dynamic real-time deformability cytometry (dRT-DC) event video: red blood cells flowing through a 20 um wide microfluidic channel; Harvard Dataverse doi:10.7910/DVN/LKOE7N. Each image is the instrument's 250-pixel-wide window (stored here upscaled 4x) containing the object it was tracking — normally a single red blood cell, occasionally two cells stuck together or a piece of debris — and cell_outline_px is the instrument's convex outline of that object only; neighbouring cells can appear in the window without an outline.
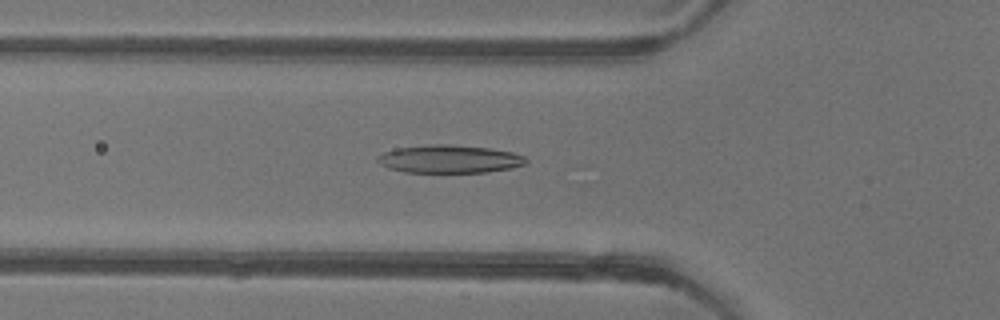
{"species": "common noctule bat (a hibernating species)", "species_latin": "Nyctalus noctula", "temperature_condition": "warm", "stored_images_in_passage": 52, "camera_frame_rate_fps": 3000, "um_per_image_px": 0.085, "animal": {"sex": "female"}, "frame": {"image": 1, "passage_image": 18, "time_ms": 5.667, "image_size_px": [1000, 320], "cell_outline_px": [[528, 160], [524, 164], [512, 168], [488, 172], [404, 172], [388, 168], [380, 164], [376, 160], [376, 156], [384, 152], [396, 148], [428, 144], [448, 144], [492, 148], [512, 152], [524, 156]], "centroid_in_image_um": [38.18, 13.51], "position_along_channel_um": 87.6, "area_um2": 24.39}}
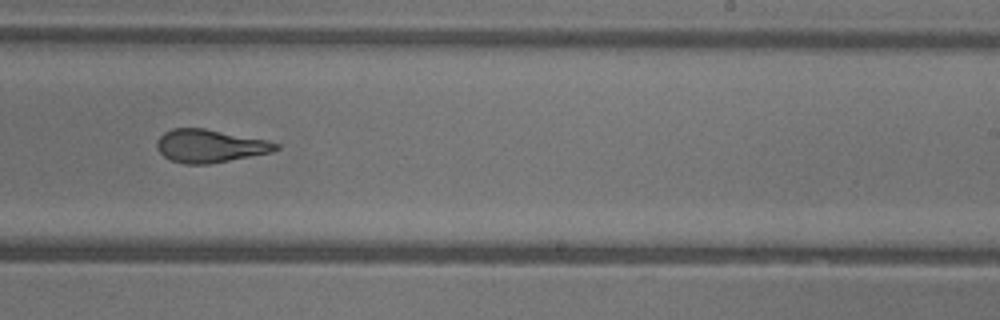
{"frame": {"image": 2, "passage_image": 32, "time_ms": 10.333, "image_size_px": [1000, 320], "cell_outline_px": [[280, 148], [272, 152], [208, 164], [184, 164], [172, 160], [164, 156], [156, 148], [156, 140], [164, 132], [172, 128], [204, 128], [268, 140], [280, 144]], "centroid_in_image_um": [17.83, 12.4], "position_along_channel_um": 271.2, "area_um2": 22.89}}
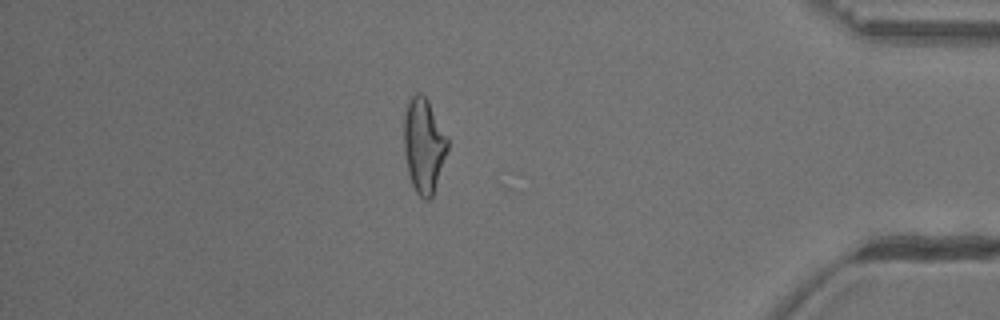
{"frame": {"image": 3, "passage_image": 45, "time_ms": 14.667, "image_size_px": [1000, 320], "cell_outline_px": [[448, 148], [432, 196], [428, 200], [424, 200], [416, 192], [412, 184], [408, 172], [404, 152], [404, 112], [408, 100], [416, 92], [420, 92], [428, 100], [448, 140]], "centroid_in_image_um": [35.99, 12.34], "position_along_channel_um": 399.2, "area_um2": 23.81}, "authors_computed_cell_mechanics": {"area_um2": 24.276, "velocity_mm_per_s": 3.9169, "shape_relaxation_time_tau1_ms": 7.8738, "shape_relaxation_time_tau2_ms": 1.9636, "deformation_change_tau1": 0.2332, "deformation_change_tau2": 0.1041}}